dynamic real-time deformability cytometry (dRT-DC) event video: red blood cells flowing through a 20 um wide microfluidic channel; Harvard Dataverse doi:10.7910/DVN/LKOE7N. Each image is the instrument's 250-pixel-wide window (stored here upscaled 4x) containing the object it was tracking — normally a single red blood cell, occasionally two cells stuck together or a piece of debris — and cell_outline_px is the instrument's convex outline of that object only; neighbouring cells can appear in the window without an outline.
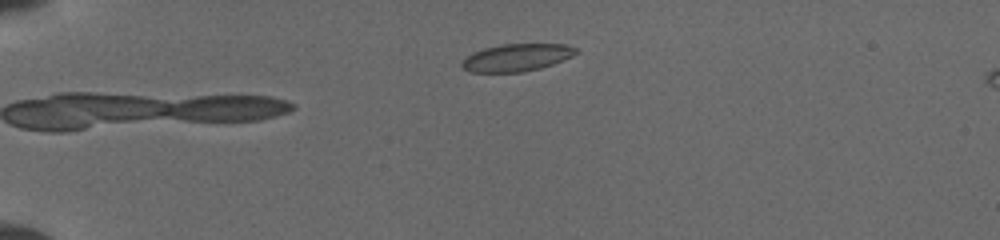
{"species": "common noctule bat (a hibernating species)", "species_latin": "Nyctalus noctula", "temperature_condition": "cold", "stored_images_in_passage": 7, "camera_frame_rate_fps": 3000, "um_per_image_px": 0.085, "animal": {"sex": "female", "body_mass_g": 19.5, "forearm_length_mm": 54.1}, "frame": {"image": 1, "passage_image": 7, "time_ms": 3.0, "image_size_px": [1000, 240], "cell_outline_px": [[580, 52], [572, 56], [552, 64], [540, 68], [520, 72], [468, 72], [460, 64], [472, 52], [484, 48], [504, 44], [564, 44], [576, 48]], "centroid_in_image_um": [43.92, 4.89], "position_along_channel_um": 41.1, "area_um2": 18.09}}